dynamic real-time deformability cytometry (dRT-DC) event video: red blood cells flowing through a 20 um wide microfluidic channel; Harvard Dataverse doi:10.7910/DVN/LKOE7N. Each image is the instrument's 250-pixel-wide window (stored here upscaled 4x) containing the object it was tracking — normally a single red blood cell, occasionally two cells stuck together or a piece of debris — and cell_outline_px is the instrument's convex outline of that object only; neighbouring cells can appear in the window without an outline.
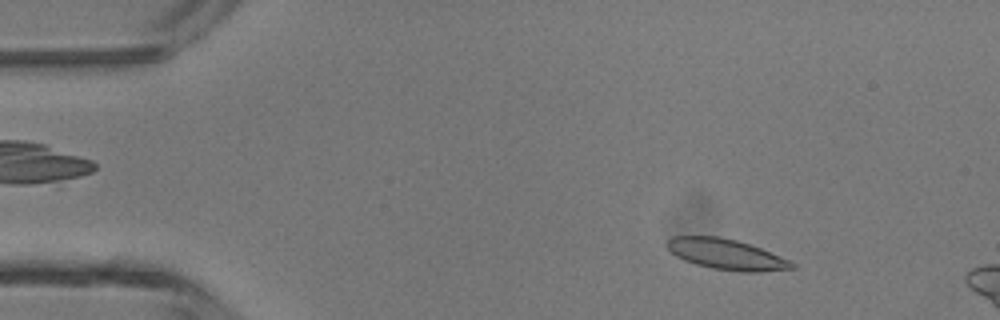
{"species": "common noctule bat (a hibernating species)", "species_latin": "Nyctalus noctula", "temperature_condition": "room temperature", "stored_images_in_passage": 7, "camera_frame_rate_fps": 3000, "um_per_image_px": 0.085, "animal": {"sex": "male", "body_mass_g": 13.3}, "frame": {"image": 1, "passage_image": 2, "time_ms": 0.333, "image_size_px": [1000, 320], "cell_outline_px": [[796, 268], [760, 272], [740, 272], [712, 268], [696, 264], [684, 260], [676, 256], [664, 244], [672, 236], [720, 236], [736, 240], [760, 248], [792, 260], [796, 264]], "centroid_in_image_um": [61.76, 21.62], "position_along_channel_um": 23.2, "area_um2": 22.37}}